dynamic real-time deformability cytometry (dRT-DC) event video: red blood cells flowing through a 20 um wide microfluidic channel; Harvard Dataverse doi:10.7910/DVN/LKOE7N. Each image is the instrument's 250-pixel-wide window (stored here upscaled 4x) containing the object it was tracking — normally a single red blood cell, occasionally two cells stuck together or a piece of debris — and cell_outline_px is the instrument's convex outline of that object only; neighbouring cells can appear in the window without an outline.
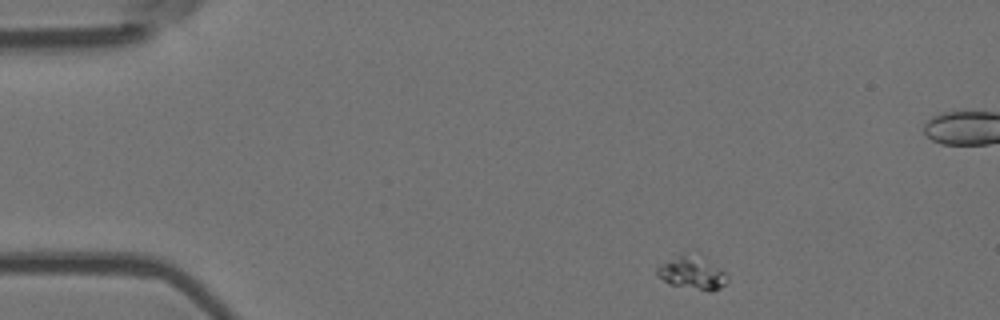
{"species": "Egyptian fruit bat (a non-hibernating species)", "species_latin": "Rousettus aegyptiacus", "temperature_condition": "room temperature", "stored_images_in_passage": 4, "camera_frame_rate_fps": 3000, "um_per_image_px": 0.085, "animal": {"sex": "female"}, "frame": {"image": 1, "passage_image": 1, "time_ms": 0.0, "image_size_px": [1000, 320], "cell_outline_px": [[728, 280], [720, 288], [708, 292], [668, 284], [656, 272], [656, 268], [660, 264], [684, 252], [688, 252], [724, 272], [728, 276]], "centroid_in_image_um": [58.79, 23.23], "position_along_channel_um": 26.2, "area_um2": 13.12}}